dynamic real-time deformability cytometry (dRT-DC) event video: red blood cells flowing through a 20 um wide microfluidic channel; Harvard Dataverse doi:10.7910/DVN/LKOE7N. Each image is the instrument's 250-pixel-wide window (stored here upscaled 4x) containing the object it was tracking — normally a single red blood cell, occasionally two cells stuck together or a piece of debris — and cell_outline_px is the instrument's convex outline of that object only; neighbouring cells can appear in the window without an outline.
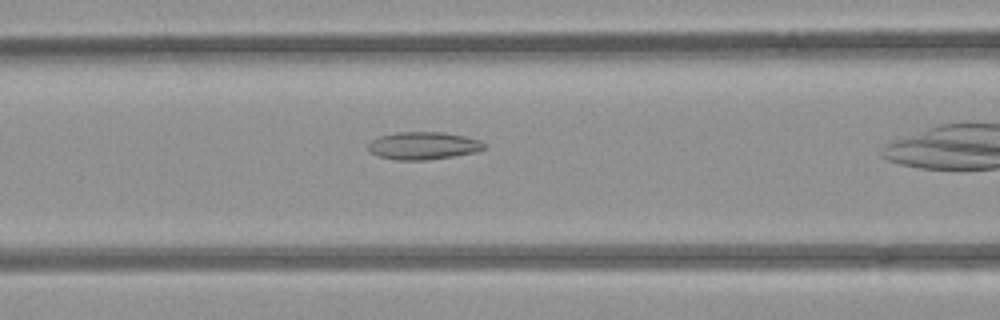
{"species": "common noctule bat (a hibernating species)", "species_latin": "Nyctalus noctula", "temperature_condition": "room temperature", "stored_images_in_passage": 34, "camera_frame_rate_fps": 3000, "um_per_image_px": 0.085, "animal": {"sex": "female", "body_mass_g": 21.9}, "frame": {"image": 1, "passage_image": 14, "time_ms": 4.333, "image_size_px": [1000, 320], "cell_outline_px": [[484, 148], [476, 152], [456, 156], [428, 160], [396, 160], [380, 156], [372, 152], [368, 148], [368, 144], [372, 140], [380, 136], [396, 132], [444, 132], [464, 136], [480, 140], [484, 144]], "centroid_in_image_um": [36.0, 12.38], "position_along_channel_um": 130.6, "area_um2": 18.61}}
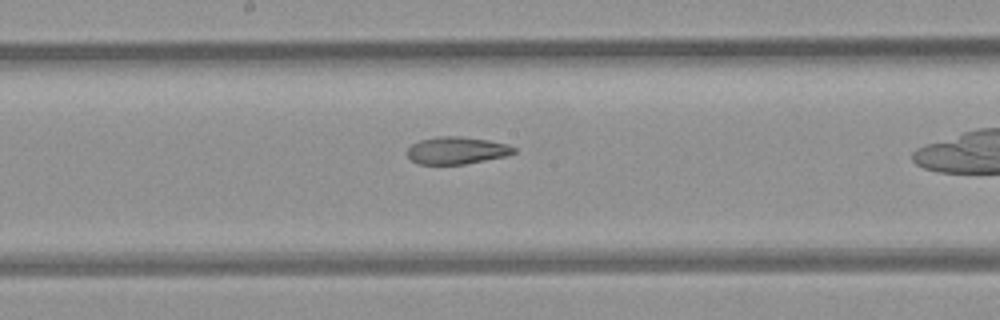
{"frame": {"image": 2, "passage_image": 20, "time_ms": 6.333, "image_size_px": [1000, 320], "cell_outline_px": [[516, 152], [504, 156], [464, 164], [420, 164], [412, 160], [408, 156], [408, 148], [412, 144], [420, 140], [436, 136], [460, 136], [488, 140], [508, 144], [516, 148]], "centroid_in_image_um": [38.82, 12.77], "position_along_channel_um": 209.4, "area_um2": 16.82}}
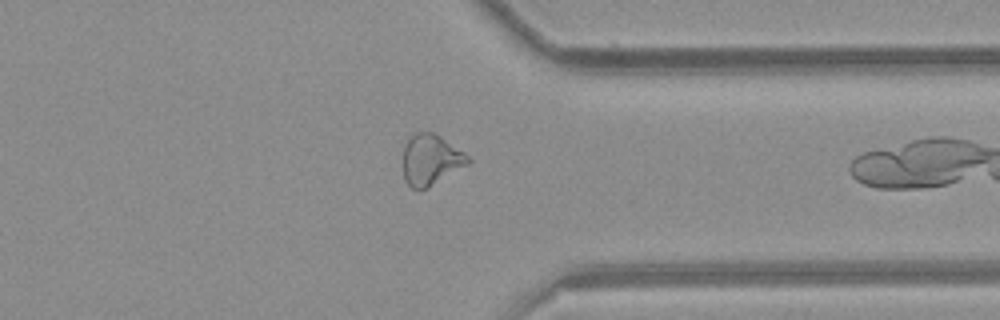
{"frame": {"image": 3, "passage_image": 33, "time_ms": 10.667, "image_size_px": [1000, 320], "cell_outline_px": [[472, 160], [468, 164], [420, 192], [412, 188], [404, 180], [404, 144], [408, 136], [416, 132], [432, 132], [440, 136], [464, 152]], "centroid_in_image_um": [36.59, 13.58], "position_along_channel_um": 374.8, "area_um2": 19.25}}